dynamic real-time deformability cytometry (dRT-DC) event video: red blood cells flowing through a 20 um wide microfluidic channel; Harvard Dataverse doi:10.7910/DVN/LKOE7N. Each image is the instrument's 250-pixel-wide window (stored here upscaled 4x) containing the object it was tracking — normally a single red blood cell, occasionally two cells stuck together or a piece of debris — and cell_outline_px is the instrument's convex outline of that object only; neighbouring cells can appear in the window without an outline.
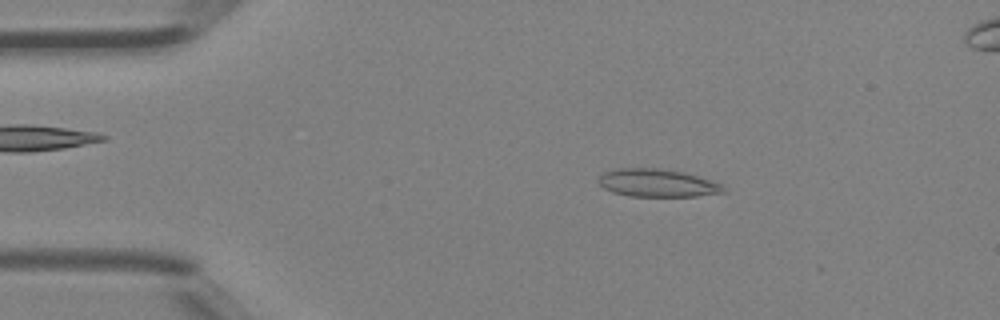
{"species": "Egyptian fruit bat (a non-hibernating species)", "species_latin": "Rousettus aegyptiacus", "temperature_condition": "room temperature", "stored_images_in_passage": 43, "camera_frame_rate_fps": 3000, "um_per_image_px": 0.085, "animal": {"sex": "female"}, "frame": {"image": 1, "passage_image": 7, "time_ms": 2.0, "image_size_px": [1000, 320], "cell_outline_px": [[724, 192], [696, 196], [628, 196], [612, 192], [604, 188], [596, 180], [604, 172], [616, 168], [656, 168], [680, 172], [712, 180], [720, 184], [724, 188]], "centroid_in_image_um": [55.81, 15.55], "position_along_channel_um": 29.2, "area_um2": 20.06}}
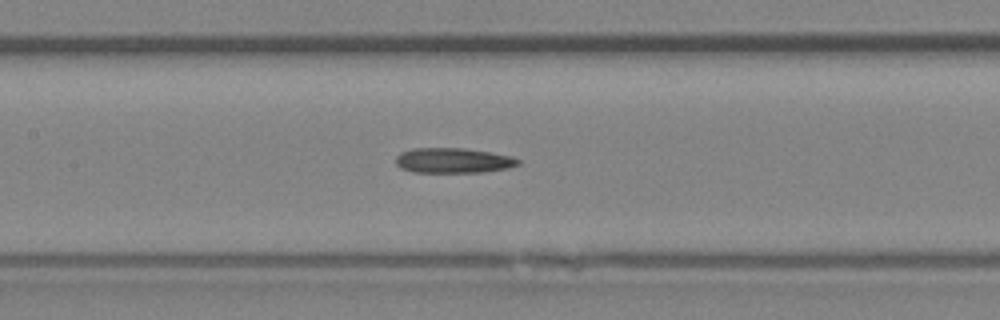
{"frame": {"image": 2, "passage_image": 20, "time_ms": 6.333, "image_size_px": [1000, 320], "cell_outline_px": [[520, 164], [508, 168], [484, 172], [412, 172], [400, 168], [396, 164], [396, 156], [400, 152], [412, 148], [464, 148], [512, 156], [520, 160]], "centroid_in_image_um": [38.5, 13.64], "position_along_channel_um": 168.9, "area_um2": 17.98}}
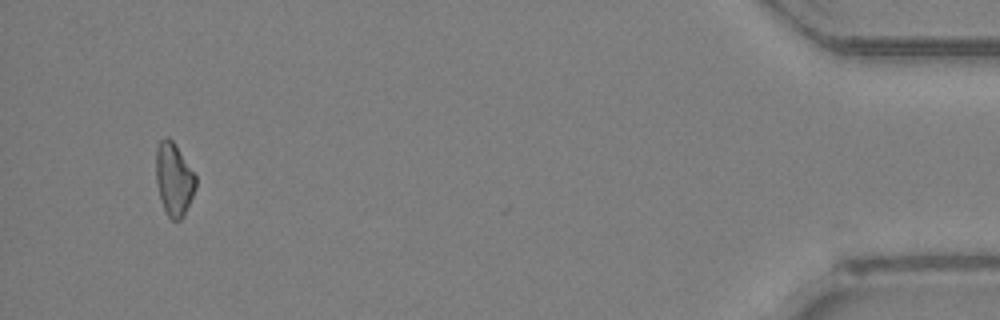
{"frame": {"image": 3, "passage_image": 42, "time_ms": 13.667, "image_size_px": [1000, 320], "cell_outline_px": [[196, 188], [184, 216], [180, 220], [172, 220], [168, 216], [160, 200], [156, 184], [156, 148], [160, 140], [164, 136], [168, 136], [176, 144], [196, 176]], "centroid_in_image_um": [14.77, 15.22], "position_along_channel_um": 420.4, "area_um2": 17.11}}